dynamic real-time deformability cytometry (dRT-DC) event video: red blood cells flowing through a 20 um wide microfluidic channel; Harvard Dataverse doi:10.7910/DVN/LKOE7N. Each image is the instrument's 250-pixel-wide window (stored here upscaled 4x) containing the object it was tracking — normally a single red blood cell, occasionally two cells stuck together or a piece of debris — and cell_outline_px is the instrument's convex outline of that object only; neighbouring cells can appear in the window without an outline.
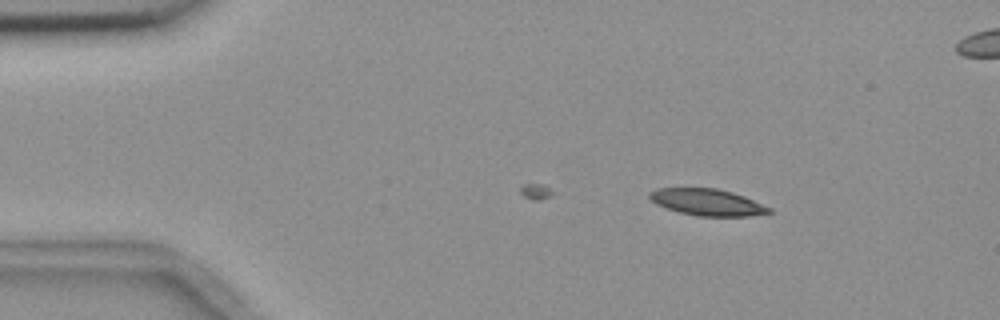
{"species": "common noctule bat (a hibernating species)", "species_latin": "Nyctalus noctula", "temperature_condition": "room temperature", "stored_images_in_passage": 6, "segment_of_instrument_passage": [1, 2], "camera_frame_rate_fps": 3000, "um_per_image_px": 0.085, "animal": {"sex": "female", "body_mass_g": 18.4}, "frame": {"image": 1, "passage_image": 3, "time_ms": 3.333, "image_size_px": [1000, 320], "cell_outline_px": [[772, 212], [748, 216], [696, 216], [680, 212], [656, 204], [648, 196], [648, 192], [656, 188], [716, 188], [732, 192], [744, 196], [772, 208]], "centroid_in_image_um": [60.11, 17.18], "position_along_channel_um": 24.9, "area_um2": 18.5}}